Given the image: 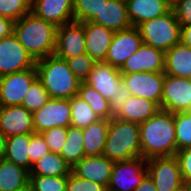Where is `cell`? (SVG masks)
Here are the masks:
<instances>
[{
    "mask_svg": "<svg viewBox=\"0 0 191 191\" xmlns=\"http://www.w3.org/2000/svg\"><path fill=\"white\" fill-rule=\"evenodd\" d=\"M142 157H172L177 152L174 113L160 109L140 124Z\"/></svg>",
    "mask_w": 191,
    "mask_h": 191,
    "instance_id": "obj_1",
    "label": "cell"
},
{
    "mask_svg": "<svg viewBox=\"0 0 191 191\" xmlns=\"http://www.w3.org/2000/svg\"><path fill=\"white\" fill-rule=\"evenodd\" d=\"M56 31L57 27L54 24L37 17L32 12L15 21L13 28L19 43L35 61L54 55Z\"/></svg>",
    "mask_w": 191,
    "mask_h": 191,
    "instance_id": "obj_2",
    "label": "cell"
},
{
    "mask_svg": "<svg viewBox=\"0 0 191 191\" xmlns=\"http://www.w3.org/2000/svg\"><path fill=\"white\" fill-rule=\"evenodd\" d=\"M37 78L50 98L70 99L78 94L80 81L70 70L66 60L55 55L36 61Z\"/></svg>",
    "mask_w": 191,
    "mask_h": 191,
    "instance_id": "obj_3",
    "label": "cell"
},
{
    "mask_svg": "<svg viewBox=\"0 0 191 191\" xmlns=\"http://www.w3.org/2000/svg\"><path fill=\"white\" fill-rule=\"evenodd\" d=\"M103 156L110 161H128L142 157L140 125L112 117L109 120Z\"/></svg>",
    "mask_w": 191,
    "mask_h": 191,
    "instance_id": "obj_4",
    "label": "cell"
},
{
    "mask_svg": "<svg viewBox=\"0 0 191 191\" xmlns=\"http://www.w3.org/2000/svg\"><path fill=\"white\" fill-rule=\"evenodd\" d=\"M110 102L111 114L115 116L131 96L122 81L120 68L105 61L95 62L84 81Z\"/></svg>",
    "mask_w": 191,
    "mask_h": 191,
    "instance_id": "obj_5",
    "label": "cell"
},
{
    "mask_svg": "<svg viewBox=\"0 0 191 191\" xmlns=\"http://www.w3.org/2000/svg\"><path fill=\"white\" fill-rule=\"evenodd\" d=\"M144 44L164 52L180 43L181 25L173 10L137 26Z\"/></svg>",
    "mask_w": 191,
    "mask_h": 191,
    "instance_id": "obj_6",
    "label": "cell"
},
{
    "mask_svg": "<svg viewBox=\"0 0 191 191\" xmlns=\"http://www.w3.org/2000/svg\"><path fill=\"white\" fill-rule=\"evenodd\" d=\"M147 174V160L143 157L114 162L107 190L134 191Z\"/></svg>",
    "mask_w": 191,
    "mask_h": 191,
    "instance_id": "obj_7",
    "label": "cell"
},
{
    "mask_svg": "<svg viewBox=\"0 0 191 191\" xmlns=\"http://www.w3.org/2000/svg\"><path fill=\"white\" fill-rule=\"evenodd\" d=\"M164 72H138L122 74V81L130 95L141 97L161 105Z\"/></svg>",
    "mask_w": 191,
    "mask_h": 191,
    "instance_id": "obj_8",
    "label": "cell"
},
{
    "mask_svg": "<svg viewBox=\"0 0 191 191\" xmlns=\"http://www.w3.org/2000/svg\"><path fill=\"white\" fill-rule=\"evenodd\" d=\"M36 61L19 43L14 33L0 39V76L35 67Z\"/></svg>",
    "mask_w": 191,
    "mask_h": 191,
    "instance_id": "obj_9",
    "label": "cell"
},
{
    "mask_svg": "<svg viewBox=\"0 0 191 191\" xmlns=\"http://www.w3.org/2000/svg\"><path fill=\"white\" fill-rule=\"evenodd\" d=\"M35 133H41L53 127L71 125L70 99L50 98L46 104L33 113Z\"/></svg>",
    "mask_w": 191,
    "mask_h": 191,
    "instance_id": "obj_10",
    "label": "cell"
},
{
    "mask_svg": "<svg viewBox=\"0 0 191 191\" xmlns=\"http://www.w3.org/2000/svg\"><path fill=\"white\" fill-rule=\"evenodd\" d=\"M160 109L171 113L191 109V79L165 74Z\"/></svg>",
    "mask_w": 191,
    "mask_h": 191,
    "instance_id": "obj_11",
    "label": "cell"
},
{
    "mask_svg": "<svg viewBox=\"0 0 191 191\" xmlns=\"http://www.w3.org/2000/svg\"><path fill=\"white\" fill-rule=\"evenodd\" d=\"M36 78L35 67L0 76V106L22 105L30 85Z\"/></svg>",
    "mask_w": 191,
    "mask_h": 191,
    "instance_id": "obj_12",
    "label": "cell"
},
{
    "mask_svg": "<svg viewBox=\"0 0 191 191\" xmlns=\"http://www.w3.org/2000/svg\"><path fill=\"white\" fill-rule=\"evenodd\" d=\"M84 53H86V41L81 22L73 21L57 27L55 56L67 60Z\"/></svg>",
    "mask_w": 191,
    "mask_h": 191,
    "instance_id": "obj_13",
    "label": "cell"
},
{
    "mask_svg": "<svg viewBox=\"0 0 191 191\" xmlns=\"http://www.w3.org/2000/svg\"><path fill=\"white\" fill-rule=\"evenodd\" d=\"M147 171L157 191H173L184 182L175 156L147 160Z\"/></svg>",
    "mask_w": 191,
    "mask_h": 191,
    "instance_id": "obj_14",
    "label": "cell"
},
{
    "mask_svg": "<svg viewBox=\"0 0 191 191\" xmlns=\"http://www.w3.org/2000/svg\"><path fill=\"white\" fill-rule=\"evenodd\" d=\"M143 44L137 27L114 33L105 62L111 66L121 68L126 60L133 55Z\"/></svg>",
    "mask_w": 191,
    "mask_h": 191,
    "instance_id": "obj_15",
    "label": "cell"
},
{
    "mask_svg": "<svg viewBox=\"0 0 191 191\" xmlns=\"http://www.w3.org/2000/svg\"><path fill=\"white\" fill-rule=\"evenodd\" d=\"M165 52L142 44L120 68L122 74L138 72H164Z\"/></svg>",
    "mask_w": 191,
    "mask_h": 191,
    "instance_id": "obj_16",
    "label": "cell"
},
{
    "mask_svg": "<svg viewBox=\"0 0 191 191\" xmlns=\"http://www.w3.org/2000/svg\"><path fill=\"white\" fill-rule=\"evenodd\" d=\"M0 132L6 137L35 133L32 112L22 105L0 106Z\"/></svg>",
    "mask_w": 191,
    "mask_h": 191,
    "instance_id": "obj_17",
    "label": "cell"
},
{
    "mask_svg": "<svg viewBox=\"0 0 191 191\" xmlns=\"http://www.w3.org/2000/svg\"><path fill=\"white\" fill-rule=\"evenodd\" d=\"M31 12L56 27L75 21L74 0H32Z\"/></svg>",
    "mask_w": 191,
    "mask_h": 191,
    "instance_id": "obj_18",
    "label": "cell"
},
{
    "mask_svg": "<svg viewBox=\"0 0 191 191\" xmlns=\"http://www.w3.org/2000/svg\"><path fill=\"white\" fill-rule=\"evenodd\" d=\"M113 163V161H110L103 155L84 156L72 167V172L79 178L94 181L107 188L113 169Z\"/></svg>",
    "mask_w": 191,
    "mask_h": 191,
    "instance_id": "obj_19",
    "label": "cell"
},
{
    "mask_svg": "<svg viewBox=\"0 0 191 191\" xmlns=\"http://www.w3.org/2000/svg\"><path fill=\"white\" fill-rule=\"evenodd\" d=\"M84 26L86 53L95 61H105L114 31L100 24L81 22Z\"/></svg>",
    "mask_w": 191,
    "mask_h": 191,
    "instance_id": "obj_20",
    "label": "cell"
},
{
    "mask_svg": "<svg viewBox=\"0 0 191 191\" xmlns=\"http://www.w3.org/2000/svg\"><path fill=\"white\" fill-rule=\"evenodd\" d=\"M127 14L132 26L165 15L172 9L169 0H126Z\"/></svg>",
    "mask_w": 191,
    "mask_h": 191,
    "instance_id": "obj_21",
    "label": "cell"
},
{
    "mask_svg": "<svg viewBox=\"0 0 191 191\" xmlns=\"http://www.w3.org/2000/svg\"><path fill=\"white\" fill-rule=\"evenodd\" d=\"M114 32L126 30L132 25L128 18L126 2L107 0L100 13L92 20Z\"/></svg>",
    "mask_w": 191,
    "mask_h": 191,
    "instance_id": "obj_22",
    "label": "cell"
},
{
    "mask_svg": "<svg viewBox=\"0 0 191 191\" xmlns=\"http://www.w3.org/2000/svg\"><path fill=\"white\" fill-rule=\"evenodd\" d=\"M159 110L160 107L155 102L131 95L114 117L122 121L140 125Z\"/></svg>",
    "mask_w": 191,
    "mask_h": 191,
    "instance_id": "obj_23",
    "label": "cell"
},
{
    "mask_svg": "<svg viewBox=\"0 0 191 191\" xmlns=\"http://www.w3.org/2000/svg\"><path fill=\"white\" fill-rule=\"evenodd\" d=\"M164 73L191 79V48L181 42L165 52Z\"/></svg>",
    "mask_w": 191,
    "mask_h": 191,
    "instance_id": "obj_24",
    "label": "cell"
},
{
    "mask_svg": "<svg viewBox=\"0 0 191 191\" xmlns=\"http://www.w3.org/2000/svg\"><path fill=\"white\" fill-rule=\"evenodd\" d=\"M108 127L109 120L99 119L82 129L85 156H98L103 154Z\"/></svg>",
    "mask_w": 191,
    "mask_h": 191,
    "instance_id": "obj_25",
    "label": "cell"
},
{
    "mask_svg": "<svg viewBox=\"0 0 191 191\" xmlns=\"http://www.w3.org/2000/svg\"><path fill=\"white\" fill-rule=\"evenodd\" d=\"M29 185V171L6 160H0V191H17Z\"/></svg>",
    "mask_w": 191,
    "mask_h": 191,
    "instance_id": "obj_26",
    "label": "cell"
},
{
    "mask_svg": "<svg viewBox=\"0 0 191 191\" xmlns=\"http://www.w3.org/2000/svg\"><path fill=\"white\" fill-rule=\"evenodd\" d=\"M71 172V166L60 154L49 152L32 164L29 175L57 177L68 176Z\"/></svg>",
    "mask_w": 191,
    "mask_h": 191,
    "instance_id": "obj_27",
    "label": "cell"
},
{
    "mask_svg": "<svg viewBox=\"0 0 191 191\" xmlns=\"http://www.w3.org/2000/svg\"><path fill=\"white\" fill-rule=\"evenodd\" d=\"M30 133L7 137L4 158L29 171Z\"/></svg>",
    "mask_w": 191,
    "mask_h": 191,
    "instance_id": "obj_28",
    "label": "cell"
},
{
    "mask_svg": "<svg viewBox=\"0 0 191 191\" xmlns=\"http://www.w3.org/2000/svg\"><path fill=\"white\" fill-rule=\"evenodd\" d=\"M60 155L71 168L85 156L82 129L71 125L67 127L66 141Z\"/></svg>",
    "mask_w": 191,
    "mask_h": 191,
    "instance_id": "obj_29",
    "label": "cell"
},
{
    "mask_svg": "<svg viewBox=\"0 0 191 191\" xmlns=\"http://www.w3.org/2000/svg\"><path fill=\"white\" fill-rule=\"evenodd\" d=\"M77 95L90 105L100 119L110 120L114 117L111 114L110 102L89 84L81 82Z\"/></svg>",
    "mask_w": 191,
    "mask_h": 191,
    "instance_id": "obj_30",
    "label": "cell"
},
{
    "mask_svg": "<svg viewBox=\"0 0 191 191\" xmlns=\"http://www.w3.org/2000/svg\"><path fill=\"white\" fill-rule=\"evenodd\" d=\"M71 126L84 129L100 118L95 114L90 105L78 95L70 98Z\"/></svg>",
    "mask_w": 191,
    "mask_h": 191,
    "instance_id": "obj_31",
    "label": "cell"
},
{
    "mask_svg": "<svg viewBox=\"0 0 191 191\" xmlns=\"http://www.w3.org/2000/svg\"><path fill=\"white\" fill-rule=\"evenodd\" d=\"M177 151L191 147V112L174 113Z\"/></svg>",
    "mask_w": 191,
    "mask_h": 191,
    "instance_id": "obj_32",
    "label": "cell"
},
{
    "mask_svg": "<svg viewBox=\"0 0 191 191\" xmlns=\"http://www.w3.org/2000/svg\"><path fill=\"white\" fill-rule=\"evenodd\" d=\"M49 99L48 91L44 88L43 83L36 78L30 85L23 99L22 106L33 113L46 104Z\"/></svg>",
    "mask_w": 191,
    "mask_h": 191,
    "instance_id": "obj_33",
    "label": "cell"
},
{
    "mask_svg": "<svg viewBox=\"0 0 191 191\" xmlns=\"http://www.w3.org/2000/svg\"><path fill=\"white\" fill-rule=\"evenodd\" d=\"M68 176L29 175V185L32 191H66Z\"/></svg>",
    "mask_w": 191,
    "mask_h": 191,
    "instance_id": "obj_34",
    "label": "cell"
},
{
    "mask_svg": "<svg viewBox=\"0 0 191 191\" xmlns=\"http://www.w3.org/2000/svg\"><path fill=\"white\" fill-rule=\"evenodd\" d=\"M107 0H74V19L77 22L92 21Z\"/></svg>",
    "mask_w": 191,
    "mask_h": 191,
    "instance_id": "obj_35",
    "label": "cell"
},
{
    "mask_svg": "<svg viewBox=\"0 0 191 191\" xmlns=\"http://www.w3.org/2000/svg\"><path fill=\"white\" fill-rule=\"evenodd\" d=\"M31 0H0V16L18 21L31 12Z\"/></svg>",
    "mask_w": 191,
    "mask_h": 191,
    "instance_id": "obj_36",
    "label": "cell"
},
{
    "mask_svg": "<svg viewBox=\"0 0 191 191\" xmlns=\"http://www.w3.org/2000/svg\"><path fill=\"white\" fill-rule=\"evenodd\" d=\"M66 61L70 70L80 82H84L87 79L95 63L87 53L68 58Z\"/></svg>",
    "mask_w": 191,
    "mask_h": 191,
    "instance_id": "obj_37",
    "label": "cell"
},
{
    "mask_svg": "<svg viewBox=\"0 0 191 191\" xmlns=\"http://www.w3.org/2000/svg\"><path fill=\"white\" fill-rule=\"evenodd\" d=\"M52 153L60 154L66 141L67 127H53L40 133Z\"/></svg>",
    "mask_w": 191,
    "mask_h": 191,
    "instance_id": "obj_38",
    "label": "cell"
},
{
    "mask_svg": "<svg viewBox=\"0 0 191 191\" xmlns=\"http://www.w3.org/2000/svg\"><path fill=\"white\" fill-rule=\"evenodd\" d=\"M51 152L46 144L43 136L40 133H30L29 144V171L32 164L42 158L47 153Z\"/></svg>",
    "mask_w": 191,
    "mask_h": 191,
    "instance_id": "obj_39",
    "label": "cell"
},
{
    "mask_svg": "<svg viewBox=\"0 0 191 191\" xmlns=\"http://www.w3.org/2000/svg\"><path fill=\"white\" fill-rule=\"evenodd\" d=\"M66 191H107V188L94 181L79 178L71 172L68 175Z\"/></svg>",
    "mask_w": 191,
    "mask_h": 191,
    "instance_id": "obj_40",
    "label": "cell"
},
{
    "mask_svg": "<svg viewBox=\"0 0 191 191\" xmlns=\"http://www.w3.org/2000/svg\"><path fill=\"white\" fill-rule=\"evenodd\" d=\"M172 10L181 26L191 24V0H175Z\"/></svg>",
    "mask_w": 191,
    "mask_h": 191,
    "instance_id": "obj_41",
    "label": "cell"
},
{
    "mask_svg": "<svg viewBox=\"0 0 191 191\" xmlns=\"http://www.w3.org/2000/svg\"><path fill=\"white\" fill-rule=\"evenodd\" d=\"M183 181L191 179V147L176 152Z\"/></svg>",
    "mask_w": 191,
    "mask_h": 191,
    "instance_id": "obj_42",
    "label": "cell"
},
{
    "mask_svg": "<svg viewBox=\"0 0 191 191\" xmlns=\"http://www.w3.org/2000/svg\"><path fill=\"white\" fill-rule=\"evenodd\" d=\"M14 21L0 16V39L7 37L13 33Z\"/></svg>",
    "mask_w": 191,
    "mask_h": 191,
    "instance_id": "obj_43",
    "label": "cell"
},
{
    "mask_svg": "<svg viewBox=\"0 0 191 191\" xmlns=\"http://www.w3.org/2000/svg\"><path fill=\"white\" fill-rule=\"evenodd\" d=\"M134 191H157L152 178L147 174L143 181L134 189Z\"/></svg>",
    "mask_w": 191,
    "mask_h": 191,
    "instance_id": "obj_44",
    "label": "cell"
},
{
    "mask_svg": "<svg viewBox=\"0 0 191 191\" xmlns=\"http://www.w3.org/2000/svg\"><path fill=\"white\" fill-rule=\"evenodd\" d=\"M180 42L191 48V24L181 26Z\"/></svg>",
    "mask_w": 191,
    "mask_h": 191,
    "instance_id": "obj_45",
    "label": "cell"
},
{
    "mask_svg": "<svg viewBox=\"0 0 191 191\" xmlns=\"http://www.w3.org/2000/svg\"><path fill=\"white\" fill-rule=\"evenodd\" d=\"M7 137L0 132V160L4 158Z\"/></svg>",
    "mask_w": 191,
    "mask_h": 191,
    "instance_id": "obj_46",
    "label": "cell"
},
{
    "mask_svg": "<svg viewBox=\"0 0 191 191\" xmlns=\"http://www.w3.org/2000/svg\"><path fill=\"white\" fill-rule=\"evenodd\" d=\"M173 191H190L187 187V185L185 184V182H183L182 184H180L175 190Z\"/></svg>",
    "mask_w": 191,
    "mask_h": 191,
    "instance_id": "obj_47",
    "label": "cell"
},
{
    "mask_svg": "<svg viewBox=\"0 0 191 191\" xmlns=\"http://www.w3.org/2000/svg\"><path fill=\"white\" fill-rule=\"evenodd\" d=\"M185 184L187 185L188 189L191 191V179L186 180Z\"/></svg>",
    "mask_w": 191,
    "mask_h": 191,
    "instance_id": "obj_48",
    "label": "cell"
},
{
    "mask_svg": "<svg viewBox=\"0 0 191 191\" xmlns=\"http://www.w3.org/2000/svg\"><path fill=\"white\" fill-rule=\"evenodd\" d=\"M17 191H32L30 185L26 186L25 188L21 189V190H17Z\"/></svg>",
    "mask_w": 191,
    "mask_h": 191,
    "instance_id": "obj_49",
    "label": "cell"
},
{
    "mask_svg": "<svg viewBox=\"0 0 191 191\" xmlns=\"http://www.w3.org/2000/svg\"><path fill=\"white\" fill-rule=\"evenodd\" d=\"M114 1H118V2H126V0H114Z\"/></svg>",
    "mask_w": 191,
    "mask_h": 191,
    "instance_id": "obj_50",
    "label": "cell"
}]
</instances>
